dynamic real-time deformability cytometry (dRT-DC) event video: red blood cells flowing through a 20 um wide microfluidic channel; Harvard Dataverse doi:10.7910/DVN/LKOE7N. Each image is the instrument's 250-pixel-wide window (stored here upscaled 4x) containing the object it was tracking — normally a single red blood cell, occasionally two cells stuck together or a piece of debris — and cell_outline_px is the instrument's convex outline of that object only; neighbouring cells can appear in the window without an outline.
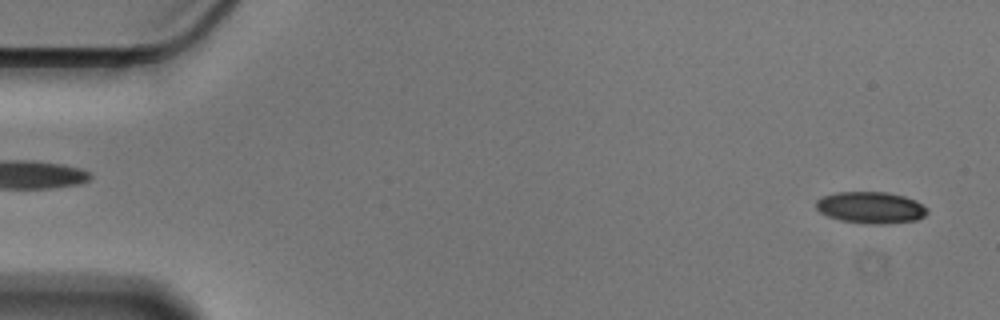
{"species": "Egyptian fruit bat (a non-hibernating species)", "species_latin": "Rousettus aegyptiacus", "temperature_condition": "cold", "stored_images_in_passage": 56, "camera_frame_rate_fps": 3000, "um_per_image_px": 0.085, "animal": {"sex": "male"}, "frame": {"image": 1, "passage_image": 2, "time_ms": 0.333, "image_size_px": [1000, 320], "cell_outline_px": [[928, 212], [924, 216], [916, 220], [880, 224], [872, 224], [840, 220], [828, 216], [820, 212], [816, 208], [816, 200], [820, 196], [836, 192], [888, 192], [904, 196], [916, 200], [928, 208]], "centroid_in_image_um": [74.0, 17.63], "position_along_channel_um": 11.0, "area_um2": 20.58}}
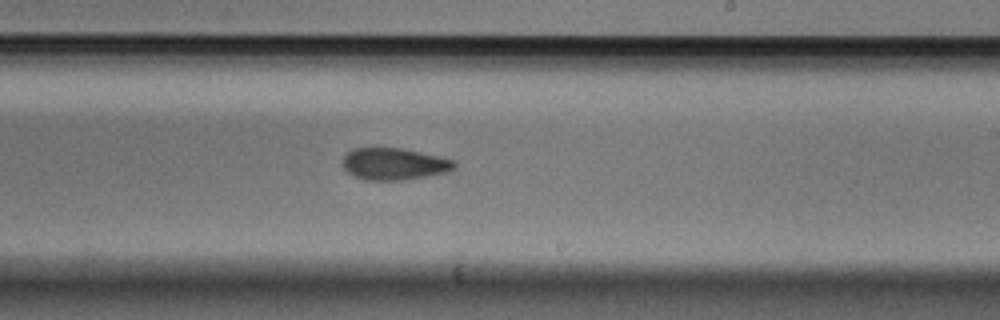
{"frame": {"image": 2, "passage_image": 33, "time_ms": 10.667, "image_size_px": [1000, 320], "cell_outline_px": [[456, 168], [448, 172], [404, 180], [364, 180], [348, 172], [344, 168], [344, 156], [352, 148], [400, 148], [420, 152], [456, 160]], "centroid_in_image_um": [33.54, 13.94], "position_along_channel_um": 255.5, "area_um2": 20.69}}
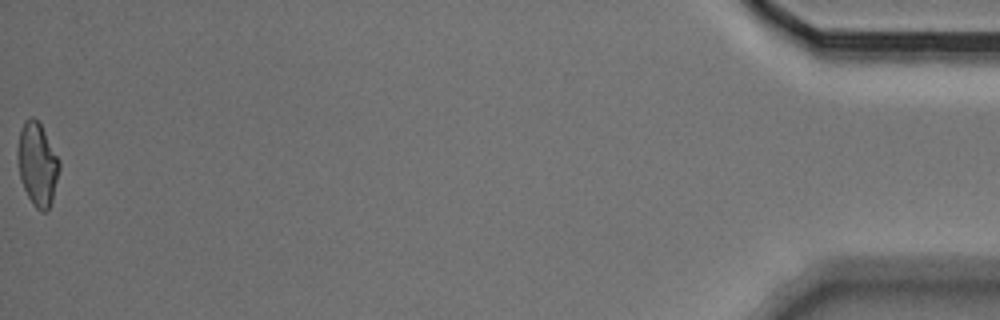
{"frame": {"image": 3, "passage_image": 56, "time_ms": 18.333, "image_size_px": [1000, 320], "cell_outline_px": [[60, 168], [52, 200], [48, 212], [40, 212], [32, 204], [20, 180], [16, 152], [16, 148], [20, 128], [24, 120], [28, 116], [32, 116], [40, 124], [60, 160]], "centroid_in_image_um": [3.15, 13.95], "position_along_channel_um": 432.0, "area_um2": 20.52}, "authors_computed_cell_mechanics": {"area_um2": 21.0681, "velocity_mm_per_s": 3.5677, "shape_relaxation_time_tau1_ms": null, "shape_relaxation_time_tau2_ms": 3.8348, "deformation_change_tau1": null, "deformation_change_tau2": 0.1058}}